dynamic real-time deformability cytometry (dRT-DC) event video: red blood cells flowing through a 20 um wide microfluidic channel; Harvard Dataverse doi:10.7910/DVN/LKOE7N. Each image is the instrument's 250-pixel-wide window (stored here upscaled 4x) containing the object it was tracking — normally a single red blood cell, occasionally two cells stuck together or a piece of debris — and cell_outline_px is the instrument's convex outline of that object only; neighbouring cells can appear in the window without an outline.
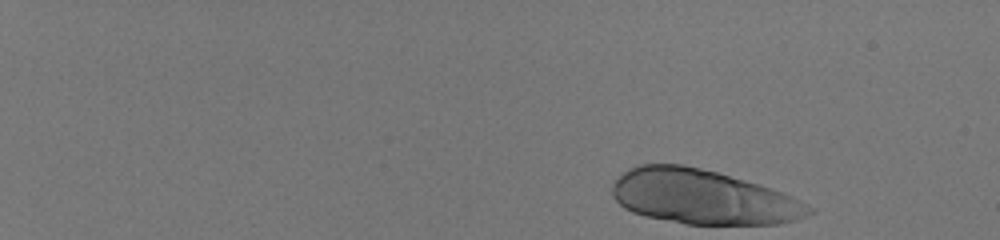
{"species": "human", "species_latin": "Homo sapiens", "temperature_condition": "room temperature", "stored_images_in_passage": 48, "camera_frame_rate_fps": 3000, "um_per_image_px": 0.085, "donor": {"sex": "male"}, "frame": {"image": 1, "passage_image": 1, "time_ms": 0.0, "image_size_px": [1000, 240], "cell_outline_px": [[816, 212], [808, 216], [796, 220], [776, 224], [684, 224], [644, 216], [632, 212], [624, 208], [612, 196], [612, 184], [628, 168], [636, 164], [684, 164], [716, 172], [744, 180], [792, 196], [816, 208]], "centroid_in_image_um": [59.74, 16.75], "position_along_channel_um": 25.3, "area_um2": 62.54}}
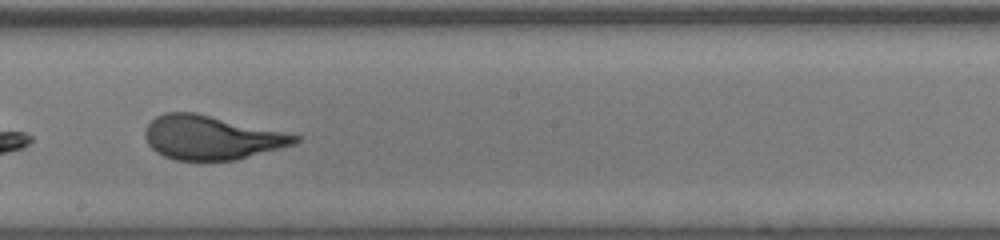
{"frame": {"image": 2, "passage_image": 31, "time_ms": 10.0, "image_size_px": [1000, 240], "cell_outline_px": [[304, 136], [296, 144], [236, 160], [176, 160], [164, 156], [156, 152], [148, 144], [144, 136], [144, 132], [148, 124], [156, 116], [164, 112], [196, 112]], "centroid_in_image_um": [17.99, 11.68], "position_along_channel_um": 230.2, "area_um2": 38.67}}
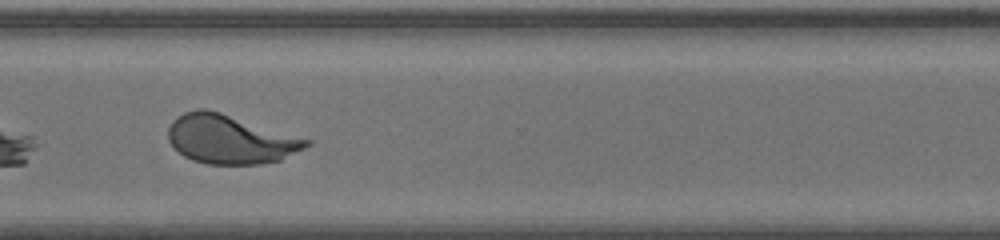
{"frame": {"image": 3, "passage_image": 40, "time_ms": 13.0, "image_size_px": [1000, 240], "cell_outline_px": [[312, 144], [280, 160], [260, 164], [208, 164], [192, 160], [184, 156], [168, 140], [168, 128], [172, 120], [176, 116], [184, 112], [196, 108], [204, 108], [220, 112], [312, 140]], "centroid_in_image_um": [19.55, 11.83], "position_along_channel_um": 351.0, "area_um2": 39.3}, "authors_computed_cell_mechanics": {"area_um2": 40.0265, "velocity_mm_per_s": 4.0203, "shape_relaxation_time_tau1_ms": 3.7288, "shape_relaxation_time_tau2_ms": null, "deformation_change_tau1": 0.1835, "deformation_change_tau2": null}}